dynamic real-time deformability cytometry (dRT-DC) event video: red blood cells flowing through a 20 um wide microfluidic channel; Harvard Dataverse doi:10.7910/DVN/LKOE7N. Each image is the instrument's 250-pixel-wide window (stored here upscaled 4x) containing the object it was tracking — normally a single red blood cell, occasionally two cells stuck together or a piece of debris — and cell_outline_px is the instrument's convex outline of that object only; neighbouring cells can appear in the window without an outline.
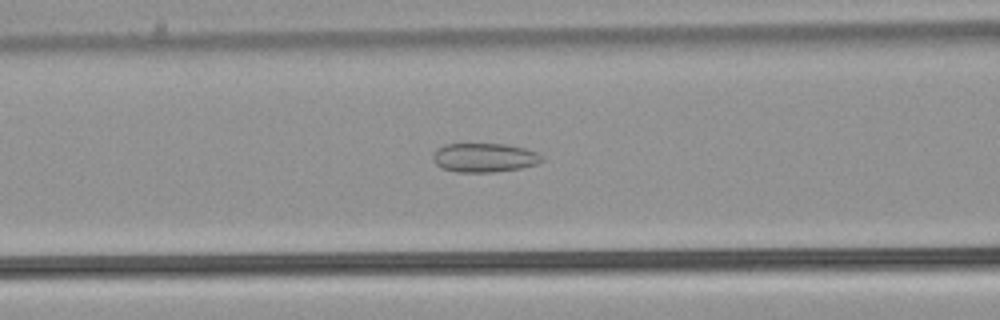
{"species": "common noctule bat (a hibernating species)", "species_latin": "Nyctalus noctula", "temperature_condition": "warm", "stored_images_in_passage": 49, "camera_frame_rate_fps": 3000, "um_per_image_px": 0.085, "animal": {"sex": "male", "body_mass_g": 21.5, "forearm_length_mm": 52.0}, "frame": {"image": 1, "passage_image": 19, "time_ms": 6.0, "image_size_px": [1000, 320], "cell_outline_px": [[544, 160], [536, 164], [520, 168], [492, 172], [456, 172], [440, 168], [432, 160], [432, 156], [436, 148], [444, 144], [504, 144], [524, 148], [536, 152], [544, 156]], "centroid_in_image_um": [41.13, 13.4], "position_along_channel_um": 125.5, "area_um2": 18.55}}
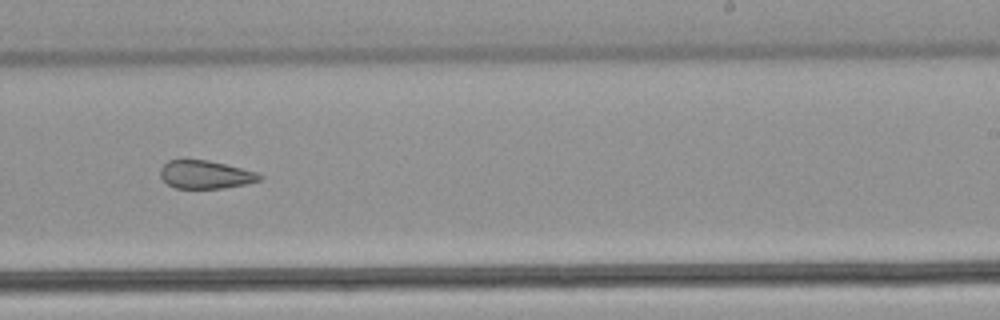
{"frame": {"image": 2, "passage_image": 30, "time_ms": 9.667, "image_size_px": [1000, 320], "cell_outline_px": [[264, 176], [260, 180], [248, 184], [224, 188], [176, 188], [168, 184], [160, 176], [160, 168], [168, 160], [184, 156], [208, 160], [256, 172]], "centroid_in_image_um": [17.41, 14.8], "position_along_channel_um": 271.6, "area_um2": 16.76}}
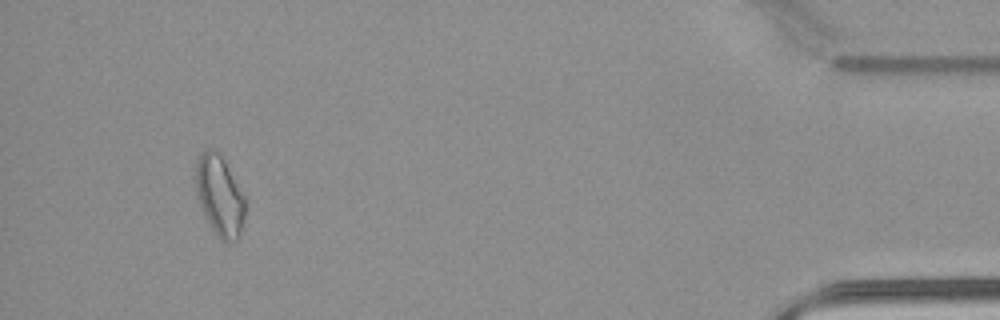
{"frame": {"image": 3, "passage_image": 46, "time_ms": 15.0, "image_size_px": [1000, 320], "cell_outline_px": [[244, 216], [240, 232], [236, 240], [220, 240], [212, 228], [200, 204], [196, 192], [196, 164], [200, 152], [208, 148], [216, 148], [220, 152], [244, 196]], "centroid_in_image_um": [18.65, 16.56], "position_along_channel_um": 416.6, "area_um2": 22.72}, "authors_computed_cell_mechanics": {"area_um2": 20.5768, "velocity_mm_per_s": 4.0002, "shape_relaxation_time_tau1_ms": null, "shape_relaxation_time_tau2_ms": 2.128, "deformation_change_tau1": null, "deformation_change_tau2": 0.098}}